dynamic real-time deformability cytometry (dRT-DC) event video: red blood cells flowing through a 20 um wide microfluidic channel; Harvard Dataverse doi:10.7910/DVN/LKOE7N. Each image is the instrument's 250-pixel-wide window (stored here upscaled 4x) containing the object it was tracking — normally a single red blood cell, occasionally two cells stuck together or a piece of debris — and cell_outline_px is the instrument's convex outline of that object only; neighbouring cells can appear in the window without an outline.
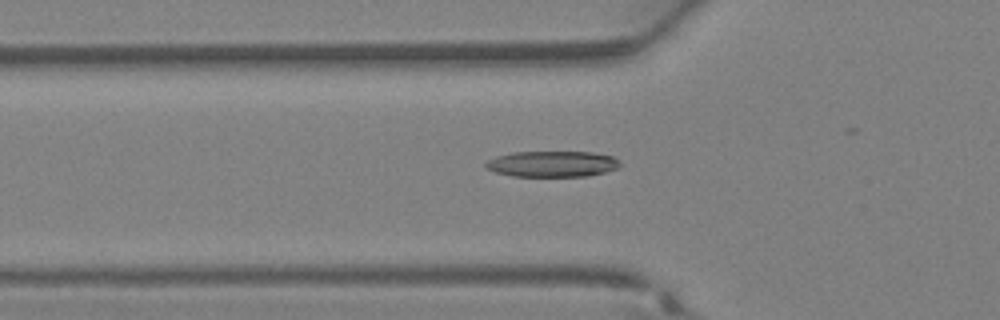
{"species": "Egyptian fruit bat (a non-hibernating species)", "species_latin": "Rousettus aegyptiacus", "temperature_condition": "warm", "stored_images_in_passage": 34, "camera_frame_rate_fps": 3000, "um_per_image_px": 0.085, "animal": {"sex": "female"}, "frame": {"image": 1, "passage_image": 12, "time_ms": 3.667, "image_size_px": [1000, 320], "cell_outline_px": [[620, 168], [588, 176], [512, 176], [496, 172], [488, 168], [484, 164], [488, 160], [496, 156], [512, 152], [592, 152], [612, 156], [620, 160]], "centroid_in_image_um": [46.97, 13.93], "position_along_channel_um": 78.8, "area_um2": 20.29}}
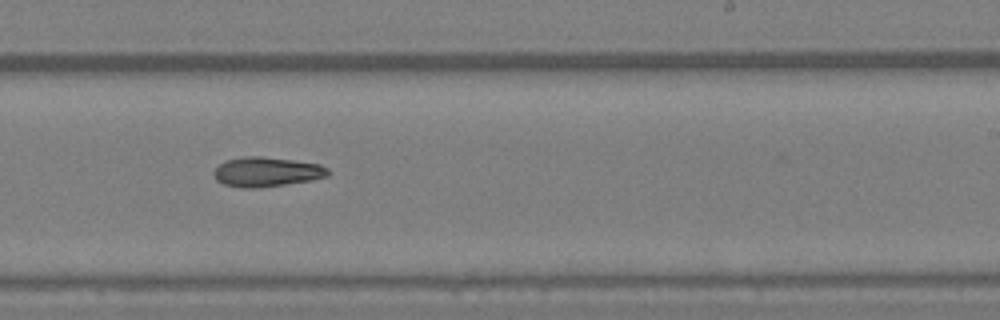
{"frame": {"image": 2, "passage_image": 22, "time_ms": 7.0, "image_size_px": [1000, 320], "cell_outline_px": [[328, 176], [312, 180], [256, 188], [244, 188], [224, 184], [216, 180], [212, 172], [220, 164], [228, 160], [240, 156], [260, 156], [292, 160], [320, 164], [328, 168]], "centroid_in_image_um": [22.65, 14.6], "position_along_channel_um": 266.4, "area_um2": 19.59}}
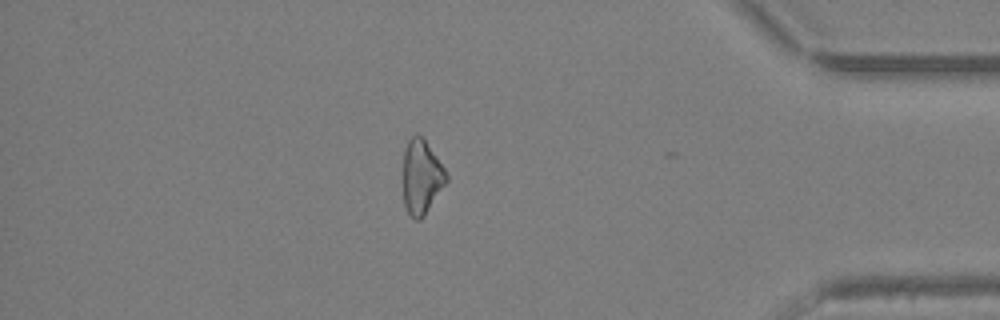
{"frame": {"image": 3, "passage_image": 31, "time_ms": 10.0, "image_size_px": [1000, 320], "cell_outline_px": [[448, 180], [424, 216], [420, 220], [416, 220], [408, 212], [404, 204], [400, 180], [404, 148], [408, 140], [412, 136], [420, 136], [424, 140], [448, 172]], "centroid_in_image_um": [35.77, 15.06], "position_along_channel_um": 399.4, "area_um2": 19.25}}